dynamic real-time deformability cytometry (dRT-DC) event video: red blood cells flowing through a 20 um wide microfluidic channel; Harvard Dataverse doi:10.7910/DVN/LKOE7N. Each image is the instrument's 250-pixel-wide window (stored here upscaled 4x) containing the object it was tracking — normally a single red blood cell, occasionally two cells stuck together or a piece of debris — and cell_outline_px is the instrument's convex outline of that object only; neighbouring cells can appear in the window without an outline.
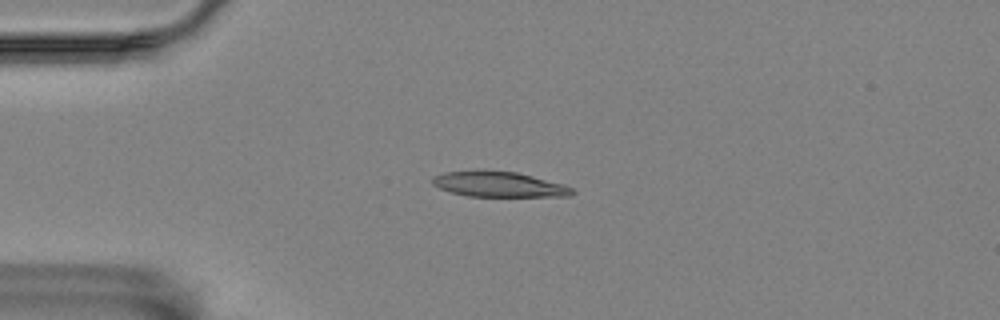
{"species": "Egyptian fruit bat (a non-hibernating species)", "species_latin": "Rousettus aegyptiacus", "temperature_condition": "room temperature", "stored_images_in_passage": 13, "camera_frame_rate_fps": 3000, "um_per_image_px": 0.085, "animal": {"sex": "female"}, "frame": {"image": 1, "passage_image": 4, "time_ms": 4.0, "image_size_px": [1000, 320], "cell_outline_px": [[576, 192], [568, 196], [468, 196], [452, 192], [440, 188], [432, 184], [432, 176], [444, 172], [476, 168], [516, 172], [564, 184], [572, 188]], "centroid_in_image_um": [42.35, 15.63], "position_along_channel_um": 42.7, "area_um2": 20.98}}
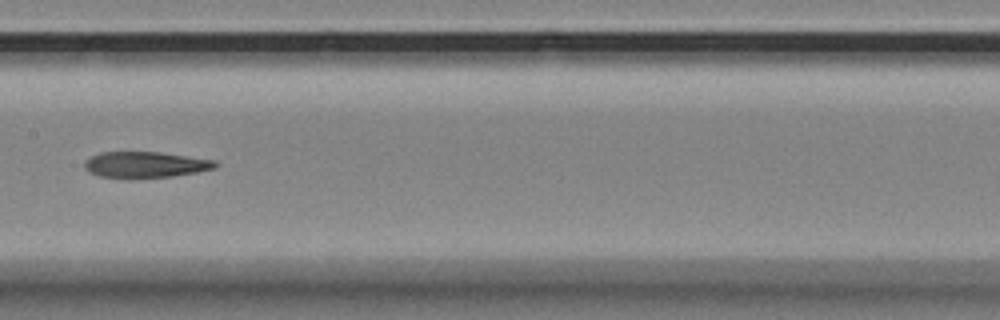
{"frame": {"image": 2, "passage_image": 8, "time_ms": 9.0, "image_size_px": [1000, 320], "cell_outline_px": [[220, 164], [216, 168], [196, 172], [172, 176], [128, 180], [124, 180], [100, 176], [88, 172], [84, 168], [84, 160], [100, 152], [160, 152], [216, 160]], "centroid_in_image_um": [12.33, 14.02], "position_along_channel_um": 195.1, "area_um2": 20.46}}
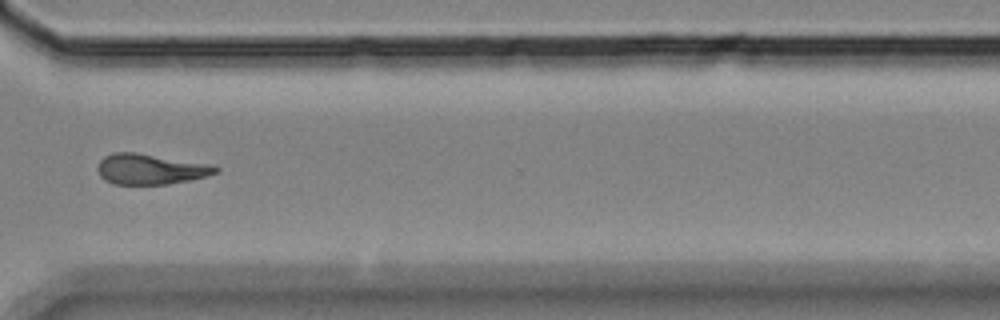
{"frame": {"image": 3, "passage_image": 12, "time_ms": 13.667, "image_size_px": [1000, 320], "cell_outline_px": [[220, 172], [208, 176], [168, 184], [112, 184], [104, 180], [100, 176], [96, 168], [100, 160], [104, 156], [112, 152], [136, 152], [208, 164], [220, 168]], "centroid_in_image_um": [12.75, 14.37], "position_along_channel_um": 357.8, "area_um2": 21.04}, "authors_computed_cell_mechanics": {"area_um2": 20.7502, "velocity_mm_per_s": 3.4981, "shape_relaxation_time_tau1_ms": 10.8264, "shape_relaxation_time_tau2_ms": 7.7682, "deformation_change_tau1": 0.2351, "deformation_change_tau2": 0.184}}